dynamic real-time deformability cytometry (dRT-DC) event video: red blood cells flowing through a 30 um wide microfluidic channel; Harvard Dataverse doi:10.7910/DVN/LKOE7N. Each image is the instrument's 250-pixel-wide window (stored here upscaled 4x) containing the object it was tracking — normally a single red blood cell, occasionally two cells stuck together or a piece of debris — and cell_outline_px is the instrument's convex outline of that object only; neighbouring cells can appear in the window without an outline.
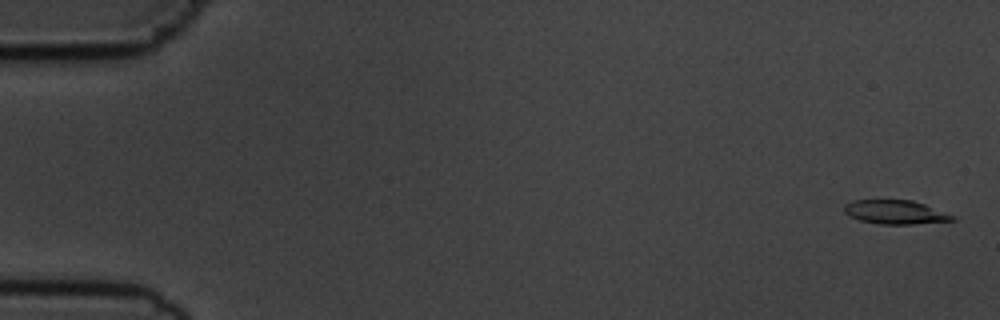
{"species": "common noctule bat (a hibernating species)", "species_latin": "Nyctalus noctula", "temperature_condition": "cold", "stored_images_in_passage": 56, "camera_frame_rate_fps": 3000, "um_per_image_px": 0.085, "animal": {"sex": "male", "body_mass_g": 19.5, "forearm_length_mm": 54.6}, "frame": {"image": 1, "passage_image": 2, "time_ms": 0.333, "image_size_px": [1000, 320], "cell_outline_px": [[956, 220], [912, 224], [880, 224], [860, 220], [848, 216], [844, 212], [844, 204], [852, 200], [912, 200], [924, 204], [956, 216]], "centroid_in_image_um": [76.08, 18.03], "position_along_channel_um": 8.9, "area_um2": 15.09}}
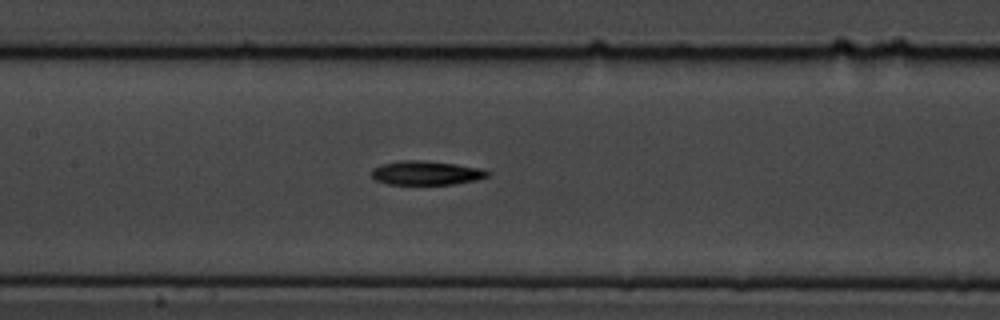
{"frame": {"image": 2, "passage_image": 27, "time_ms": 8.667, "image_size_px": [1000, 320], "cell_outline_px": [[492, 172], [488, 176], [476, 180], [456, 184], [388, 184], [376, 180], [372, 176], [372, 168], [380, 164], [400, 160], [424, 160], [456, 164], [480, 168]], "centroid_in_image_um": [36.23, 14.69], "position_along_channel_um": 171.2, "area_um2": 16.36}}
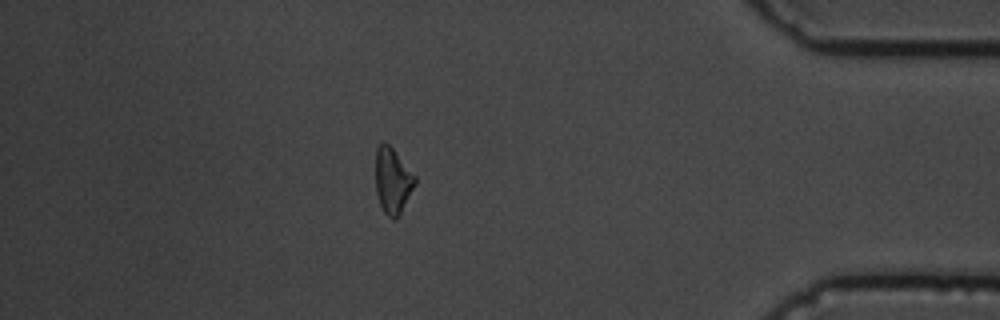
{"frame": {"image": 3, "passage_image": 49, "time_ms": 16.0, "image_size_px": [1000, 320], "cell_outline_px": [[416, 184], [396, 220], [392, 220], [384, 212], [380, 204], [376, 192], [376, 148], [384, 140], [392, 148], [416, 176]], "centroid_in_image_um": [33.37, 15.36], "position_along_channel_um": 401.8, "area_um2": 15.03}, "authors_computed_cell_mechanics": {"area_um2": 15.895, "velocity_mm_per_s": 3.6438, "shape_relaxation_time_tau1_ms": 8.4682, "shape_relaxation_time_tau2_ms": null, "deformation_change_tau1": 0.191, "deformation_change_tau2": null}}